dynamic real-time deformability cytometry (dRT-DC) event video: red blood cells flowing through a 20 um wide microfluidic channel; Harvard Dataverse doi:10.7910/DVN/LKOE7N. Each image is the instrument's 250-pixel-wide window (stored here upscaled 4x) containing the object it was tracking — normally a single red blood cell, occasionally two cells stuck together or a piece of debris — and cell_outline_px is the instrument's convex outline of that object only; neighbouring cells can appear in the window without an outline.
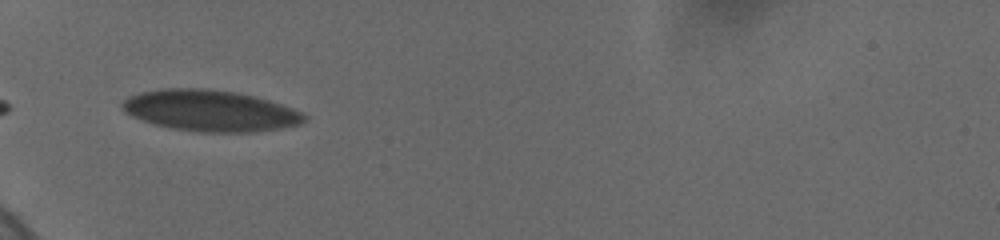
{"species": "human", "species_latin": "Homo sapiens", "temperature_condition": "cold", "stored_images_in_passage": 27, "camera_frame_rate_fps": 3000, "um_per_image_px": 0.085, "donor": {"sex": "female"}, "frame": {"image": 1, "passage_image": 1, "time_ms": 0.0, "image_size_px": [1000, 240], "cell_outline_px": [[308, 120], [300, 124], [280, 128], [252, 132], [200, 132], [172, 128], [156, 124], [132, 116], [120, 104], [128, 96], [140, 92], [164, 88], [208, 88], [236, 92], [268, 100], [292, 108], [308, 116]], "centroid_in_image_um": [17.89, 9.4], "position_along_channel_um": 67.1, "area_um2": 43.47}}